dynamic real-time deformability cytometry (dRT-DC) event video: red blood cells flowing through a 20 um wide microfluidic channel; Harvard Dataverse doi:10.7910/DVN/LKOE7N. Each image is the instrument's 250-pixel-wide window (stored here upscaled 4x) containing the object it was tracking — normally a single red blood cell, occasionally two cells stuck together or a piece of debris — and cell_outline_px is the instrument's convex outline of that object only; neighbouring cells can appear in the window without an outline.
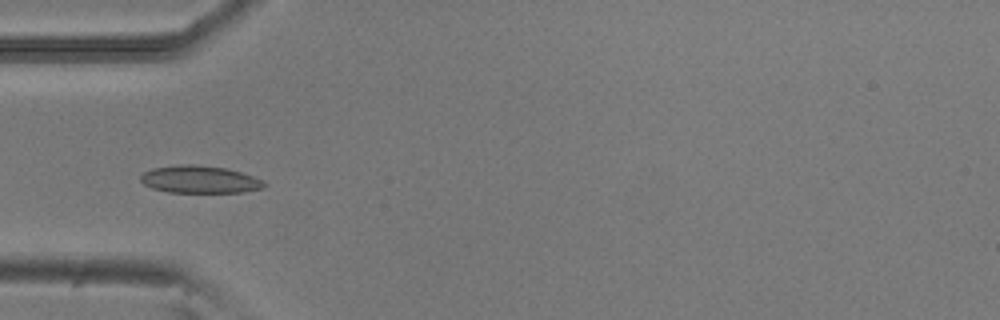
{"species": "common noctule bat (a hibernating species)", "species_latin": "Nyctalus noctula", "temperature_condition": "room temperature", "stored_images_in_passage": 6, "camera_frame_rate_fps": 3000, "um_per_image_px": 0.085, "animal": {"sex": "male", "body_mass_g": 20.5, "forearm_length_mm": 52.5}, "frame": {"image": 1, "passage_image": 3, "time_ms": 0.667, "image_size_px": [1000, 320], "cell_outline_px": [[268, 184], [264, 188], [244, 192], [168, 192], [152, 188], [144, 184], [140, 180], [140, 176], [144, 172], [152, 168], [176, 164], [196, 164], [228, 168], [252, 176]], "centroid_in_image_um": [16.96, 15.24], "position_along_channel_um": 68.0, "area_um2": 19.88}}
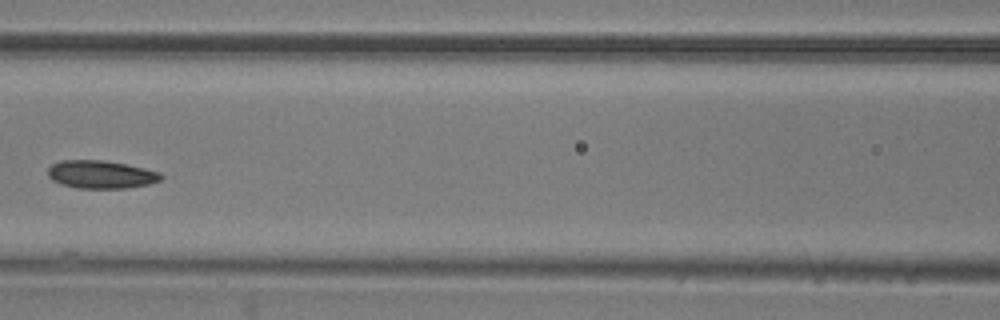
{"frame": {"image": 2, "passage_image": 5, "time_ms": 1.333, "image_size_px": [1000, 320], "cell_outline_px": [[164, 176], [160, 180], [148, 184], [124, 188], [76, 188], [60, 184], [52, 180], [48, 176], [48, 168], [52, 164], [60, 160], [104, 160], [144, 168], [160, 172]], "centroid_in_image_um": [8.55, 14.83], "position_along_channel_um": 158.0, "area_um2": 18.44}}
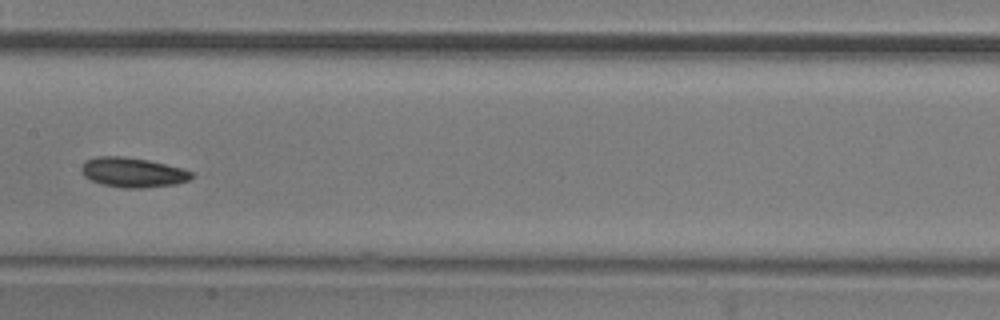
{"frame": {"image": 3, "passage_image": 6, "time_ms": 1.667, "image_size_px": [1000, 320], "cell_outline_px": [[192, 176], [188, 180], [176, 184], [144, 188], [124, 188], [104, 184], [92, 180], [84, 176], [80, 172], [80, 168], [88, 160], [96, 156], [124, 156], [148, 160], [184, 168], [192, 172]], "centroid_in_image_um": [11.3, 14.65], "position_along_channel_um": 196.1, "area_um2": 19.02}}